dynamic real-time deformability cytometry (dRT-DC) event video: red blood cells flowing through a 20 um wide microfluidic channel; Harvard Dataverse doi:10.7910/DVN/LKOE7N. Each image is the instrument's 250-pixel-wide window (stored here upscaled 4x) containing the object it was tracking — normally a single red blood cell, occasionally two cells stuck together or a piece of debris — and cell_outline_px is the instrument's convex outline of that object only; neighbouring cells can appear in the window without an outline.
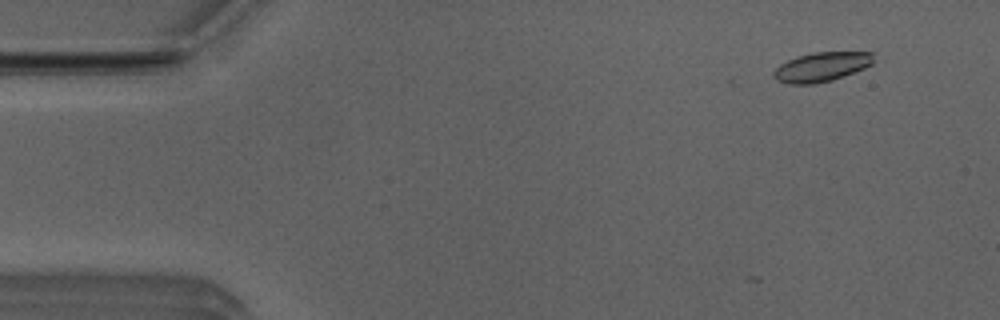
{"species": "Egyptian fruit bat (a non-hibernating species)", "species_latin": "Rousettus aegyptiacus", "temperature_condition": "room temperature", "stored_images_in_passage": 5, "camera_frame_rate_fps": 3000, "um_per_image_px": 0.085, "animal": {"sex": "male"}, "frame": {"image": 1, "passage_image": 5, "time_ms": 1.333, "image_size_px": [1000, 320], "cell_outline_px": [[872, 64], [864, 68], [832, 80], [816, 84], [792, 84], [776, 80], [772, 72], [780, 64], [796, 56], [816, 52], [872, 52]], "centroid_in_image_um": [69.8, 5.69], "position_along_channel_um": 15.2, "area_um2": 16.94}}